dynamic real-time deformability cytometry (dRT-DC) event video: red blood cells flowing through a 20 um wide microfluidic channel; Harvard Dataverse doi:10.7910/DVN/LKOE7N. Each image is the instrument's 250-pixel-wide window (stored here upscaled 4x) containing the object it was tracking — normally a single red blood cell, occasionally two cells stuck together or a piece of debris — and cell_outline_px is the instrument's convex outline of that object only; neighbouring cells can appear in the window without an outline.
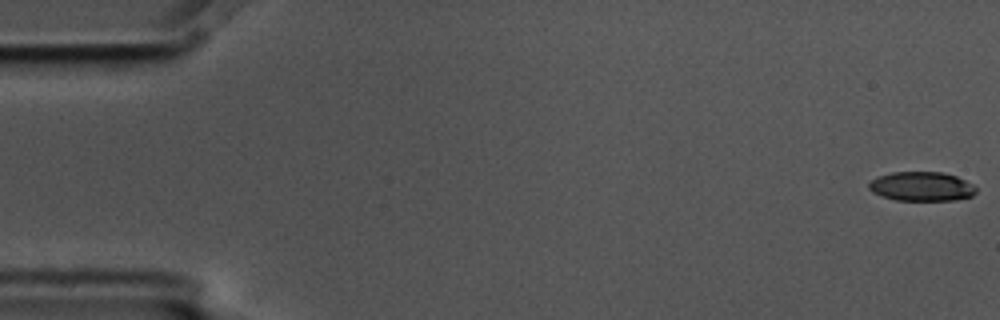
{"species": "common noctule bat (a hibernating species)", "species_latin": "Nyctalus noctula", "temperature_condition": "cold", "stored_images_in_passage": 15, "camera_frame_rate_fps": 3000, "um_per_image_px": 0.085, "animal": {"sex": "male", "body_mass_g": 17.5, "forearm_length_mm": 52.3}, "frame": {"image": 1, "passage_image": 1, "time_ms": 0.0, "image_size_px": [1000, 320], "cell_outline_px": [[976, 192], [972, 196], [952, 200], [896, 200], [880, 196], [872, 192], [868, 188], [868, 184], [872, 180], [880, 176], [892, 172], [944, 172], [956, 176], [972, 184], [976, 188]], "centroid_in_image_um": [78.32, 15.85], "position_along_channel_um": 6.7, "area_um2": 18.21}}
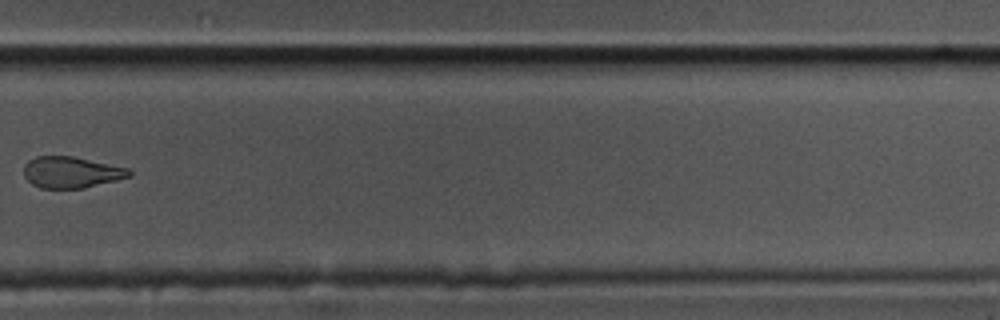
{"frame": {"image": 2, "passage_image": 11, "time_ms": 3.333, "image_size_px": [1000, 320], "cell_outline_px": [[132, 176], [84, 188], [40, 188], [32, 184], [24, 176], [24, 164], [28, 160], [36, 156], [72, 156], [128, 168], [132, 172]], "centroid_in_image_um": [6.04, 14.64], "position_along_channel_um": 323.8, "area_um2": 19.19}}
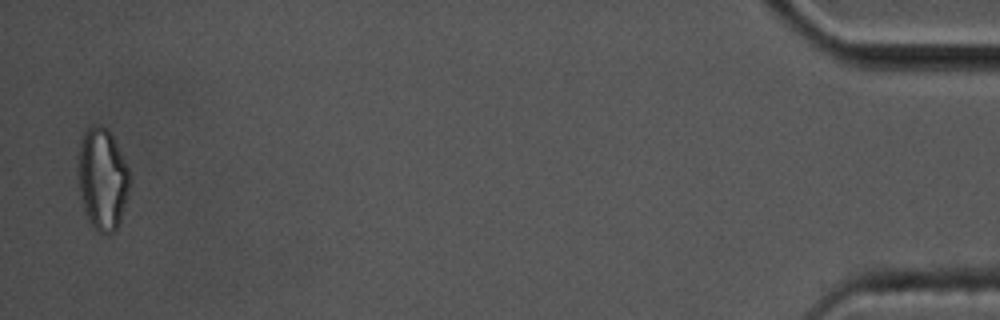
{"frame": {"image": 3, "passage_image": 15, "time_ms": 4.667, "image_size_px": [1000, 320], "cell_outline_px": [[128, 192], [120, 220], [116, 228], [112, 232], [100, 232], [92, 228], [88, 220], [84, 208], [80, 192], [80, 144], [84, 132], [88, 128], [96, 124], [100, 124], [112, 136], [128, 168]], "centroid_in_image_um": [8.71, 15.23], "position_along_channel_um": 426.5, "area_um2": 29.42}}